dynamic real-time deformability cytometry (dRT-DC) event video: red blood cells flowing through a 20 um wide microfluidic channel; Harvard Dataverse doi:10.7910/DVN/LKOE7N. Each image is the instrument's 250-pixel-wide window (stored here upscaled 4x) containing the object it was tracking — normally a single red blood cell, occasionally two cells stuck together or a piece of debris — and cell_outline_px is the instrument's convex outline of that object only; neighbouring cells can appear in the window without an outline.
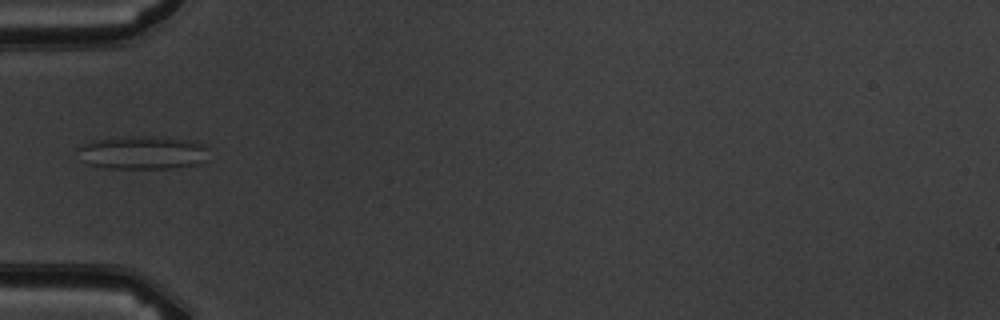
{"species": "common noctule bat (a hibernating species)", "species_latin": "Nyctalus noctula", "temperature_condition": "warm", "stored_images_in_passage": 5, "camera_frame_rate_fps": 3000, "um_per_image_px": 0.085, "animal": {"sex": "male", "body_mass_g": 19.5, "forearm_length_mm": 54.6}, "frame": {"image": 1, "passage_image": 5, "time_ms": 5.333, "image_size_px": [1000, 320], "cell_outline_px": [[208, 160], [200, 164], [168, 168], [108, 168], [88, 164], [76, 148], [92, 140], [132, 136], [168, 136], [196, 140], [208, 144]], "centroid_in_image_um": [12.27, 12.94], "position_along_channel_um": 72.7, "area_um2": 25.95}}